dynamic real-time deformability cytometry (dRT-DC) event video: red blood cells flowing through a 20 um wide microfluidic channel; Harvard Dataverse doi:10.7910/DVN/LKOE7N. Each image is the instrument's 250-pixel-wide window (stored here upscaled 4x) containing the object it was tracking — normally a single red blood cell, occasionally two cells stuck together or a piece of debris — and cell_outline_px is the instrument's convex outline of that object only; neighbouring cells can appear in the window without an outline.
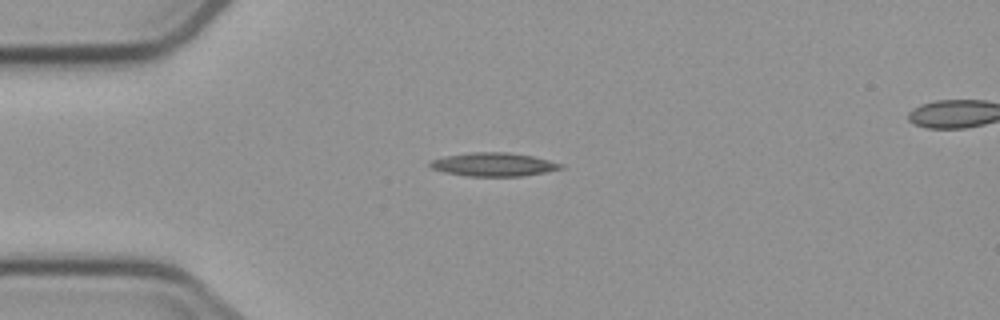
{"species": "common noctule bat (a hibernating species)", "species_latin": "Nyctalus noctula", "temperature_condition": "cold", "stored_images_in_passage": 9, "camera_frame_rate_fps": 3000, "um_per_image_px": 0.085, "animal": {"sex": "male", "body_mass_g": 23.1, "forearm_length_mm": 52.7}, "frame": {"image": 1, "passage_image": 3, "time_ms": 2.333, "image_size_px": [1000, 320], "cell_outline_px": [[564, 168], [544, 172], [520, 176], [464, 176], [444, 172], [432, 168], [428, 164], [432, 160], [444, 156], [472, 152], [504, 152], [532, 156], [564, 164]], "centroid_in_image_um": [41.93, 13.98], "position_along_channel_um": 43.1, "area_um2": 17.8}}
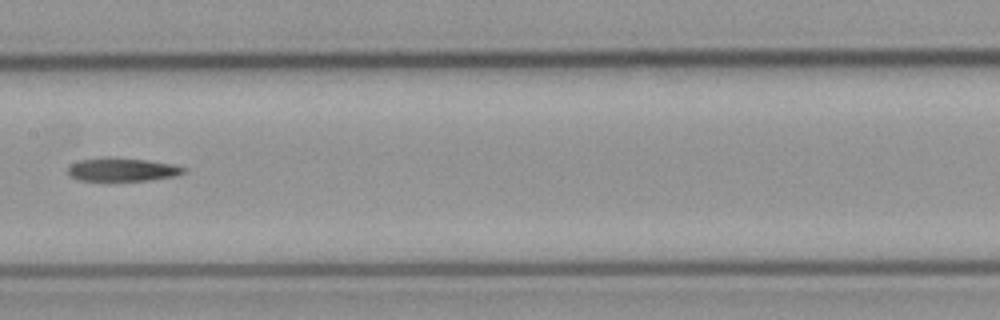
{"frame": {"image": 2, "passage_image": 7, "time_ms": 7.0, "image_size_px": [1000, 320], "cell_outline_px": [[188, 172], [176, 176], [148, 180], [76, 180], [68, 176], [68, 168], [72, 164], [80, 160], [104, 156], [108, 156], [148, 160], [172, 164], [188, 168]], "centroid_in_image_um": [10.41, 14.4], "position_along_channel_um": 197.0, "area_um2": 16.01}}
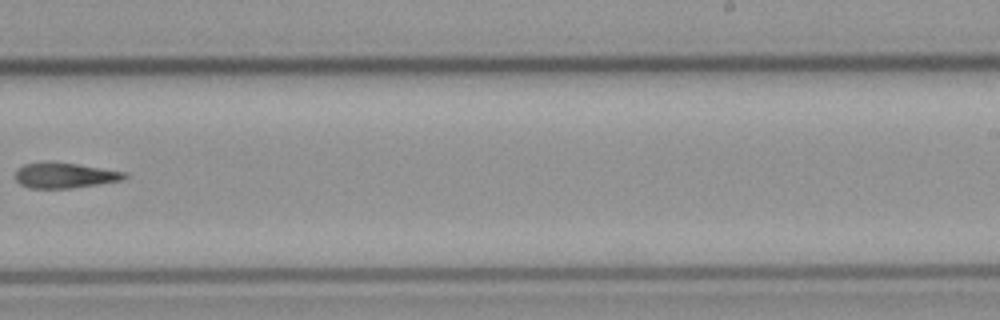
{"frame": {"image": 3, "passage_image": 9, "time_ms": 9.333, "image_size_px": [1000, 320], "cell_outline_px": [[128, 176], [120, 180], [72, 188], [28, 188], [20, 184], [16, 180], [16, 168], [24, 164], [44, 160], [48, 160], [76, 164], [124, 172]], "centroid_in_image_um": [5.4, 14.88], "position_along_channel_um": 283.6, "area_um2": 16.18}}